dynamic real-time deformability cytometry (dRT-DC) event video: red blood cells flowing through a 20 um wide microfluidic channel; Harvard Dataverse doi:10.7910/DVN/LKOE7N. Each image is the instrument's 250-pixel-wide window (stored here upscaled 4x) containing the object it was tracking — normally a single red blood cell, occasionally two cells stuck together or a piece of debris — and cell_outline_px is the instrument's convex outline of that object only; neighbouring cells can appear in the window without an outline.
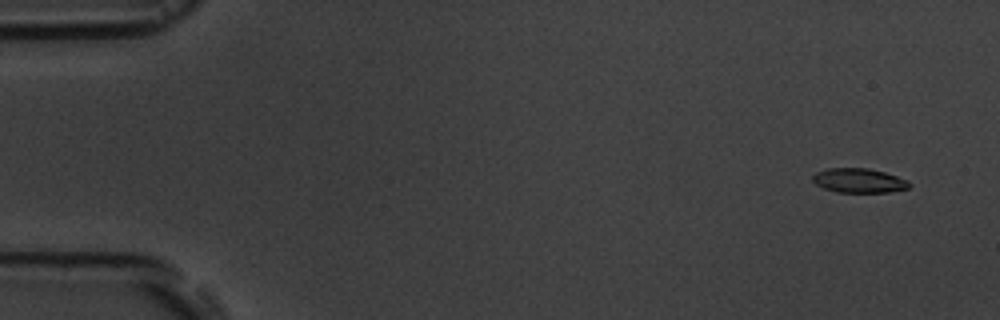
{"species": "common noctule bat (a hibernating species)", "species_latin": "Nyctalus noctula", "temperature_condition": "room temperature", "stored_images_in_passage": 4, "camera_frame_rate_fps": 3000, "um_per_image_px": 0.085, "animal": {"sex": "male", "body_mass_g": 19.5, "forearm_length_mm": 54.6}, "frame": {"image": 1, "passage_image": 1, "time_ms": 0.0, "image_size_px": [1000, 320], "cell_outline_px": [[912, 184], [908, 188], [888, 192], [836, 192], [824, 188], [816, 184], [812, 180], [812, 176], [816, 172], [828, 168], [868, 168], [884, 172], [908, 180]], "centroid_in_image_um": [73.0, 15.34], "position_along_channel_um": 12.0, "area_um2": 13.7}}